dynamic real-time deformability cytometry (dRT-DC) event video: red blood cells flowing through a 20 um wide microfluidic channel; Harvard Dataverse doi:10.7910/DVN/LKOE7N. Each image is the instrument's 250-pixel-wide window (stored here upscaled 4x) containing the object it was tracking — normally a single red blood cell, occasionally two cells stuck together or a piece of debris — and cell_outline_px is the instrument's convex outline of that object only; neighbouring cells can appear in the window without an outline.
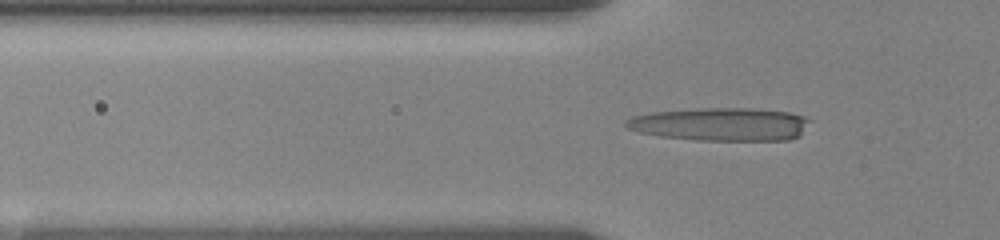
{"species": "human", "species_latin": "Homo sapiens", "temperature_condition": "room temperature", "stored_images_in_passage": 50, "camera_frame_rate_fps": 3000, "um_per_image_px": 0.085, "donor": {"sex": "female"}, "frame": {"image": 1, "passage_image": 5, "time_ms": 1.0, "image_size_px": [1000, 240], "cell_outline_px": [[812, 120], [800, 136], [788, 140], [696, 140], [660, 136], [640, 132], [628, 128], [624, 124], [624, 120], [632, 116], [652, 112], [704, 108], [756, 108], [792, 112], [804, 116]], "centroid_in_image_um": [61.31, 10.55], "position_along_channel_um": 64.5, "area_um2": 35.78}}
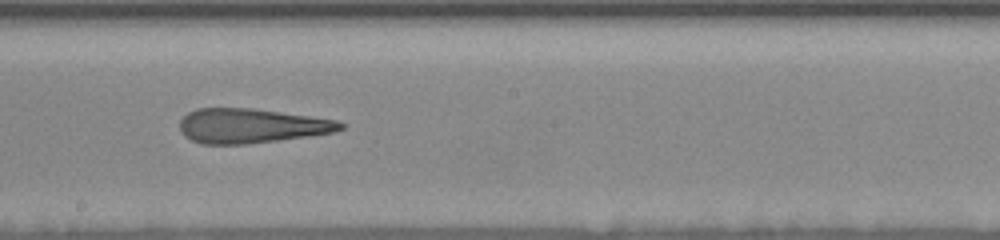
{"frame": {"image": 2, "passage_image": 25, "time_ms": 5.667, "image_size_px": [1000, 240], "cell_outline_px": [[344, 128], [336, 132], [308, 136], [248, 144], [200, 144], [184, 136], [180, 132], [180, 120], [188, 112], [196, 108], [252, 108], [312, 116], [336, 120], [344, 124]], "centroid_in_image_um": [21.34, 10.69], "position_along_channel_um": 226.9, "area_um2": 32.48}}
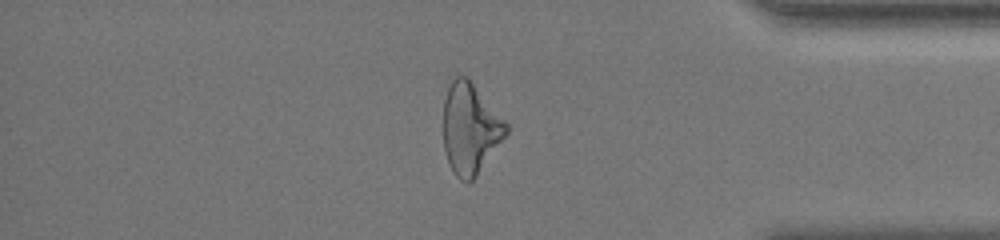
{"frame": {"image": 3, "passage_image": 44, "time_ms": 11.0, "image_size_px": [1000, 240], "cell_outline_px": [[508, 132], [476, 176], [468, 184], [460, 180], [456, 176], [448, 160], [444, 148], [444, 100], [448, 88], [456, 72], [468, 76], [508, 124]], "centroid_in_image_um": [39.96, 10.88], "position_along_channel_um": 395.2, "area_um2": 33.18}, "authors_computed_cell_mechanics": {"area_um2": 33.6396, "velocity_mm_per_s": 3.5301, "shape_relaxation_time_tau1_ms": null, "shape_relaxation_time_tau2_ms": 3.0763, "deformation_change_tau1": null, "deformation_change_tau2": 0.1771}}